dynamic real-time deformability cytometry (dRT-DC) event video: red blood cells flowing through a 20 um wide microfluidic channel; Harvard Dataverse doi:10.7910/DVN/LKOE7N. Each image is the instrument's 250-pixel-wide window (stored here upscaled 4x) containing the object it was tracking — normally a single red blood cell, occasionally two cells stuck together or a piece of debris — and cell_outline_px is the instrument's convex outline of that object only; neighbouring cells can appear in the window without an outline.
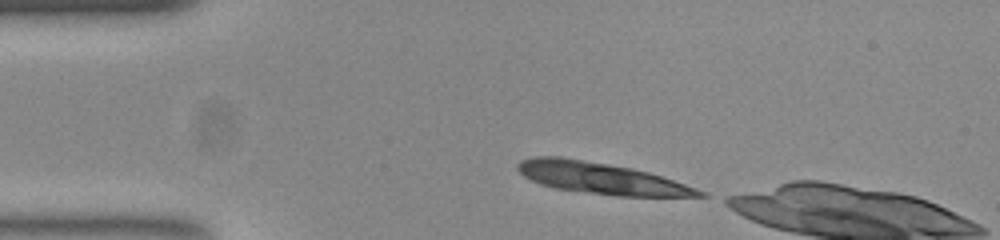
{"species": "common noctule bat (a hibernating species)", "species_latin": "Nyctalus noctula", "temperature_condition": "room temperature", "stored_images_in_passage": 43, "camera_frame_rate_fps": 3000, "um_per_image_px": 0.085, "animal": {"sex": "female", "body_mass_g": 23.0, "forearm_length_mm": 53.4}, "frame": {"image": 1, "passage_image": 1, "time_ms": 0.0, "image_size_px": [1000, 240], "cell_outline_px": [[708, 196], [616, 196], [556, 188], [540, 184], [524, 176], [516, 168], [516, 164], [520, 160], [536, 156], [560, 156], [632, 168], [648, 172], [708, 192]], "centroid_in_image_um": [51.07, 15.14], "position_along_channel_um": 33.9, "area_um2": 32.95}, "authors_computed_cell_mechanics": {"area_um2": 18.0914, "velocity_mm_per_s": 3.8613, "shape_relaxation_time_tau1_ms": 2.3501, "shape_relaxation_time_tau2_ms": null, "deformation_change_tau1": 0.1257, "deformation_change_tau2": null}}